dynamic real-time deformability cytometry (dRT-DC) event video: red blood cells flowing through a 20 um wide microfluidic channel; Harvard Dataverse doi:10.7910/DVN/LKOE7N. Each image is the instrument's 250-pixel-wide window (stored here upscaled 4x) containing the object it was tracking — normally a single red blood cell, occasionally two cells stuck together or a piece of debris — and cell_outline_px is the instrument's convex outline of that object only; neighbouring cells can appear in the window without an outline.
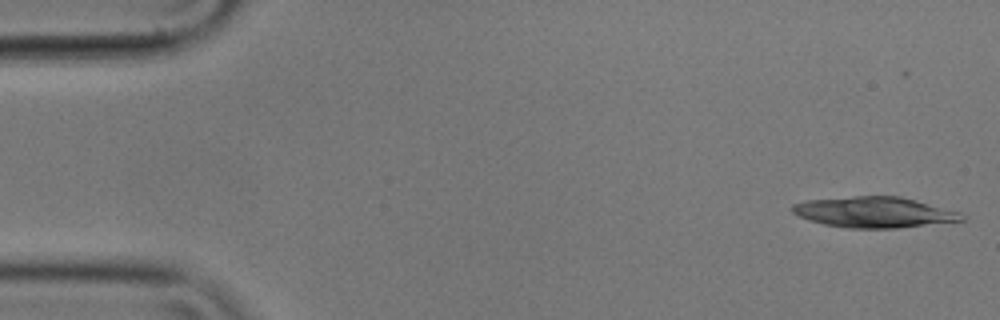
{"species": "common noctule bat (a hibernating species)", "species_latin": "Nyctalus noctula", "temperature_condition": "cold", "stored_images_in_passage": 37, "camera_frame_rate_fps": 3000, "um_per_image_px": 0.085, "animal": {"sex": "male", "body_mass_g": 17.9}, "frame": {"image": 1, "passage_image": 1, "time_ms": 0.0, "image_size_px": [1000, 320], "cell_outline_px": [[964, 220], [896, 228], [848, 228], [824, 224], [808, 220], [792, 212], [788, 208], [792, 204], [808, 200], [852, 196], [900, 196], [916, 200], [960, 212], [964, 216]], "centroid_in_image_um": [74.26, 18.03], "position_along_channel_um": 10.7, "area_um2": 30.23}}
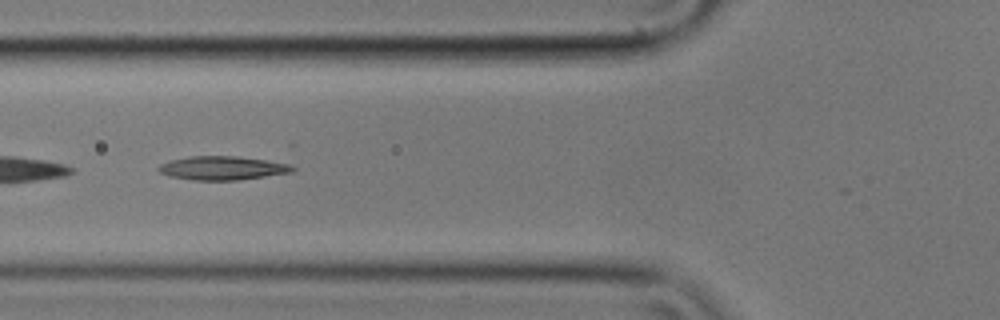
{"frame": {"image": 2, "passage_image": 20, "time_ms": 6.333, "image_size_px": [1000, 320], "cell_outline_px": [[296, 168], [292, 172], [240, 180], [192, 180], [168, 176], [160, 172], [156, 168], [160, 164], [172, 160], [188, 156], [236, 156], [268, 160], [292, 164]], "centroid_in_image_um": [18.92, 14.28], "position_along_channel_um": 106.9, "area_um2": 18.67}}
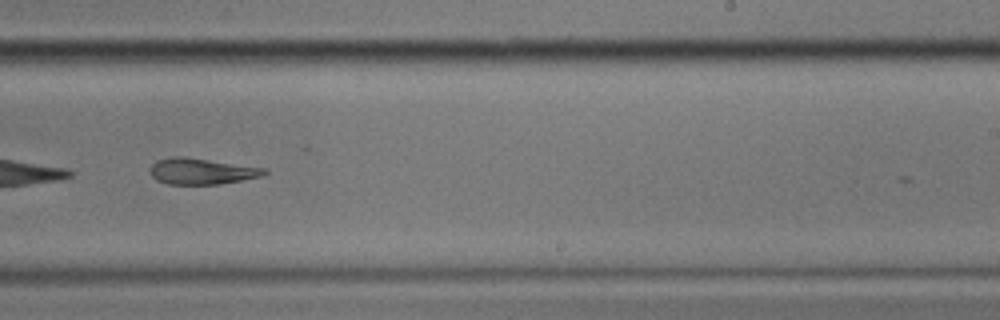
{"frame": {"image": 3, "passage_image": 34, "time_ms": 11.0, "image_size_px": [1000, 320], "cell_outline_px": [[268, 172], [264, 176], [220, 184], [168, 184], [156, 180], [152, 176], [152, 164], [156, 160], [172, 156], [184, 156], [268, 168]], "centroid_in_image_um": [17.19, 14.55], "position_along_channel_um": 271.8, "area_um2": 17.51}}